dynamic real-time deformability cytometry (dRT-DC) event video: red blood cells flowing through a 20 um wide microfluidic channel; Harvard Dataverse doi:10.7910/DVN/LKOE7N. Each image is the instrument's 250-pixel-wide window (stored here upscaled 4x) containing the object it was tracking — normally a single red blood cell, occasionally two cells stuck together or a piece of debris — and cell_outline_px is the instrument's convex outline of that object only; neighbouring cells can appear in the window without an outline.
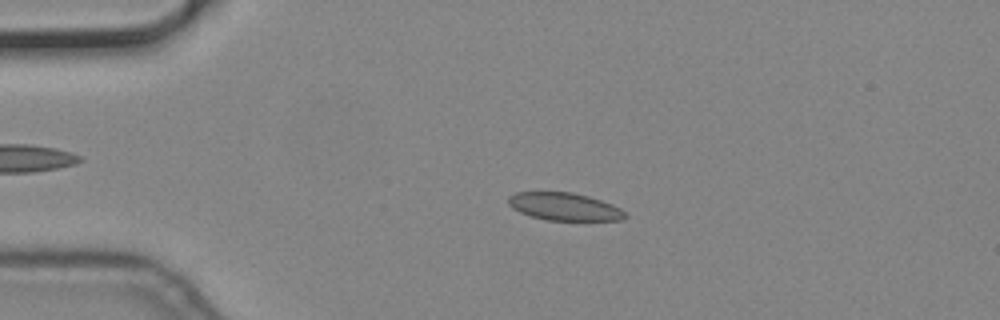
{"species": "common noctule bat (a hibernating species)", "species_latin": "Nyctalus noctula", "temperature_condition": "cold", "stored_images_in_passage": 56, "camera_frame_rate_fps": 3000, "um_per_image_px": 0.085, "animal": {"sex": "male", "body_mass_g": 19.2, "forearm_length_mm": 51.8}, "frame": {"image": 1, "passage_image": 12, "time_ms": 3.667, "image_size_px": [1000, 320], "cell_outline_px": [[628, 216], [620, 220], [544, 220], [520, 212], [512, 208], [508, 204], [508, 196], [516, 192], [572, 192], [588, 196], [612, 204], [620, 208]], "centroid_in_image_um": [47.95, 17.56], "position_along_channel_um": 37.1, "area_um2": 18.79}}
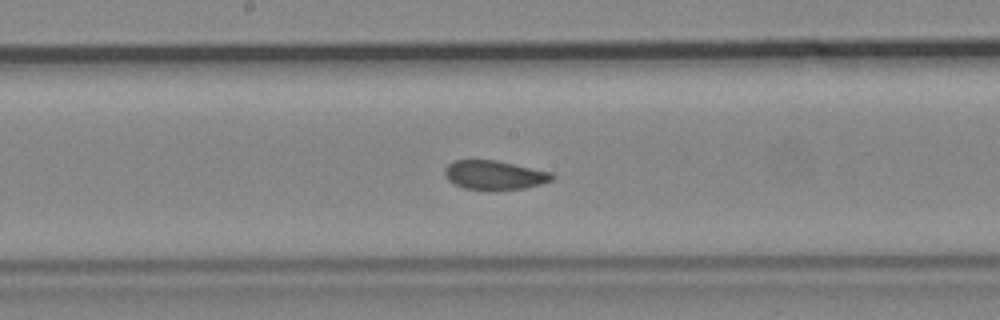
{"frame": {"image": 2, "passage_image": 29, "time_ms": 9.333, "image_size_px": [1000, 320], "cell_outline_px": [[556, 176], [552, 180], [540, 184], [524, 188], [492, 192], [464, 188], [448, 180], [444, 176], [444, 168], [448, 164], [456, 160], [496, 160], [552, 172]], "centroid_in_image_um": [42.02, 14.9], "position_along_channel_um": 206.2, "area_um2": 18.61}}
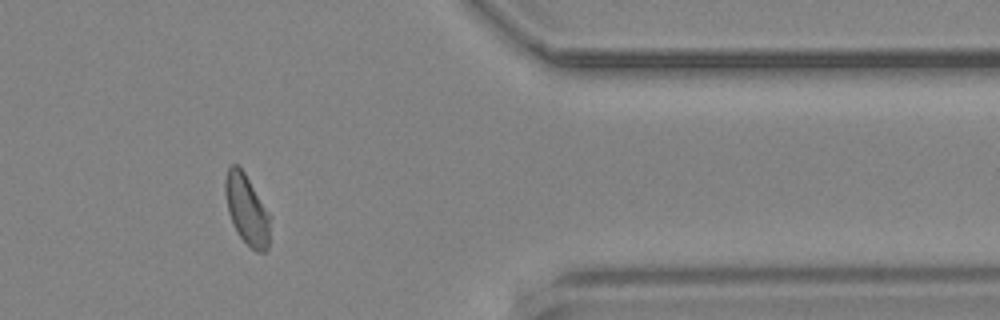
{"frame": {"image": 3, "passage_image": 46, "time_ms": 15.0, "image_size_px": [1000, 320], "cell_outline_px": [[272, 216], [268, 248], [264, 252], [256, 252], [240, 236], [228, 212], [224, 188], [224, 180], [228, 168], [232, 164], [236, 164], [244, 172]], "centroid_in_image_um": [21.01, 17.81], "position_along_channel_um": 390.4, "area_um2": 18.38}}